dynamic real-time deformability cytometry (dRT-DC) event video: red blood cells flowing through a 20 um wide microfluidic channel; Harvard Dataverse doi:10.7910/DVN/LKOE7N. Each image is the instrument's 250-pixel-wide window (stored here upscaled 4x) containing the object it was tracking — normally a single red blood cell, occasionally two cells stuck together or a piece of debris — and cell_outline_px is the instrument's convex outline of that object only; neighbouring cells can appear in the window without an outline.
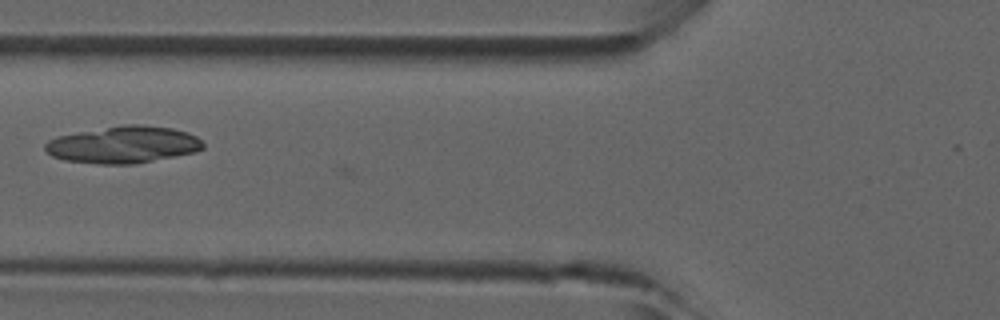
{"species": "common noctule bat (a hibernating species)", "species_latin": "Nyctalus noctula", "temperature_condition": "room temperature", "stored_images_in_passage": 30, "camera_frame_rate_fps": 3000, "um_per_image_px": 0.085, "animal": {"sex": "male", "forearm_length_mm": 52.5}, "frame": {"image": 1, "passage_image": 9, "time_ms": 2.667, "image_size_px": [1000, 320], "cell_outline_px": [[204, 148], [196, 152], [136, 164], [100, 164], [64, 160], [52, 156], [44, 148], [44, 144], [48, 140], [56, 136], [124, 124], [144, 124], [172, 128], [188, 132], [196, 136], [204, 144]], "centroid_in_image_um": [10.5, 12.29], "position_along_channel_um": 115.3, "area_um2": 34.22}}
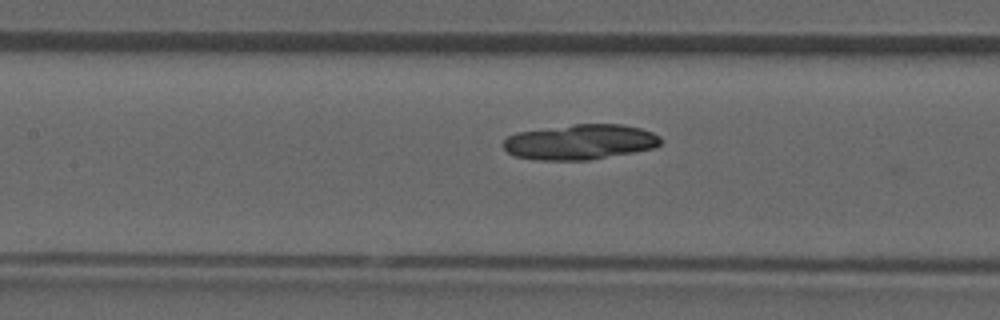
{"frame": {"image": 2, "passage_image": 12, "time_ms": 3.667, "image_size_px": [1000, 320], "cell_outline_px": [[660, 144], [656, 148], [588, 160], [540, 160], [516, 156], [508, 152], [504, 148], [504, 140], [508, 136], [516, 132], [572, 124], [620, 124], [640, 128], [652, 132], [660, 136]], "centroid_in_image_um": [49.31, 12.06], "position_along_channel_um": 158.1, "area_um2": 32.25}}